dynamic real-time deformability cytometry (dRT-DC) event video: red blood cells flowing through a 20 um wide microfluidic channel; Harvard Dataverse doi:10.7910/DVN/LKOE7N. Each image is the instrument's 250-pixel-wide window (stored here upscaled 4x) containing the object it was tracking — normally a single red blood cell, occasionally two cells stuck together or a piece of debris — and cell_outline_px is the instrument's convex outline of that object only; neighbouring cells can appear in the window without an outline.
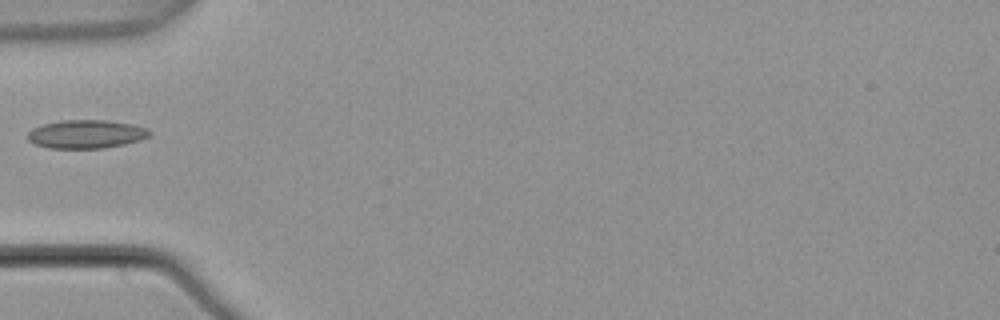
{"species": "common noctule bat (a hibernating species)", "species_latin": "Nyctalus noctula", "temperature_condition": "warm", "stored_images_in_passage": 5, "camera_frame_rate_fps": 3000, "um_per_image_px": 0.085, "animal": {"sex": "male", "body_mass_g": 21.5, "forearm_length_mm": 52.0}, "frame": {"image": 1, "passage_image": 4, "time_ms": 1.0, "image_size_px": [1000, 320], "cell_outline_px": [[152, 132], [148, 136], [140, 140], [124, 144], [104, 148], [52, 148], [36, 144], [28, 140], [28, 132], [32, 128], [44, 124], [60, 120], [108, 120], [132, 124], [148, 128]], "centroid_in_image_um": [7.35, 11.39], "position_along_channel_um": 77.7, "area_um2": 20.17}}
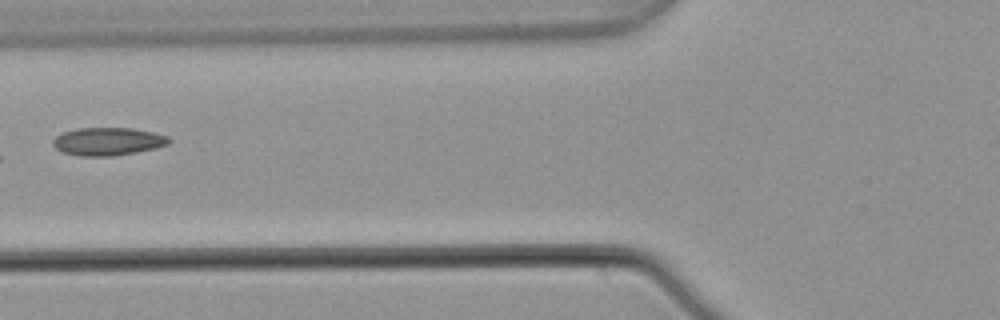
{"frame": {"image": 2, "passage_image": 5, "time_ms": 1.333, "image_size_px": [1000, 320], "cell_outline_px": [[172, 140], [168, 144], [156, 148], [136, 152], [112, 156], [80, 156], [60, 152], [52, 144], [52, 140], [60, 132], [76, 128], [132, 128], [152, 132], [168, 136]], "centroid_in_image_um": [9.13, 12.02], "position_along_channel_um": 116.7, "area_um2": 19.07}}